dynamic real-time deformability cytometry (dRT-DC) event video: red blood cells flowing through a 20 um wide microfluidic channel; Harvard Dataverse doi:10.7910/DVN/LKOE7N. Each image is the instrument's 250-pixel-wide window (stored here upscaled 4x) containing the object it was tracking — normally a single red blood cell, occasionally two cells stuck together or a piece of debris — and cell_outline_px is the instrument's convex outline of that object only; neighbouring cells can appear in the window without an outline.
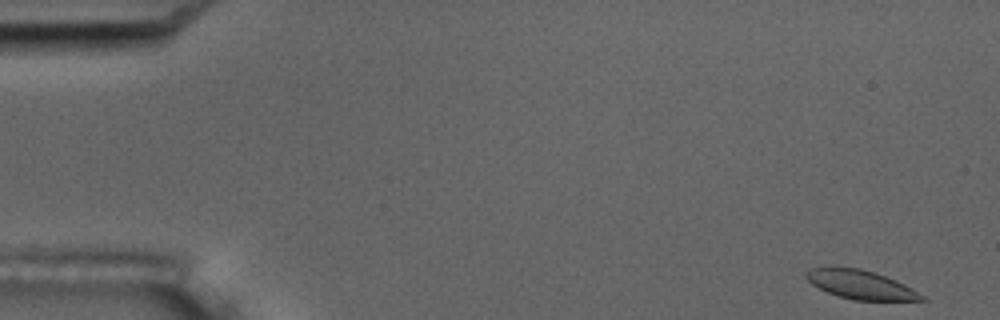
{"species": "common noctule bat (a hibernating species)", "species_latin": "Nyctalus noctula", "temperature_condition": "room temperature", "stored_images_in_passage": 5, "camera_frame_rate_fps": 3000, "um_per_image_px": 0.085, "animal": {"sex": "male", "body_mass_g": 17.5, "forearm_length_mm": 52.3}, "frame": {"image": 1, "passage_image": 1, "time_ms": 0.0, "image_size_px": [1000, 320], "cell_outline_px": [[928, 300], [856, 300], [836, 296], [812, 284], [804, 276], [804, 272], [812, 268], [860, 268], [884, 276], [924, 296]], "centroid_in_image_um": [73.07, 24.21], "position_along_channel_um": 11.9, "area_um2": 18.61}}